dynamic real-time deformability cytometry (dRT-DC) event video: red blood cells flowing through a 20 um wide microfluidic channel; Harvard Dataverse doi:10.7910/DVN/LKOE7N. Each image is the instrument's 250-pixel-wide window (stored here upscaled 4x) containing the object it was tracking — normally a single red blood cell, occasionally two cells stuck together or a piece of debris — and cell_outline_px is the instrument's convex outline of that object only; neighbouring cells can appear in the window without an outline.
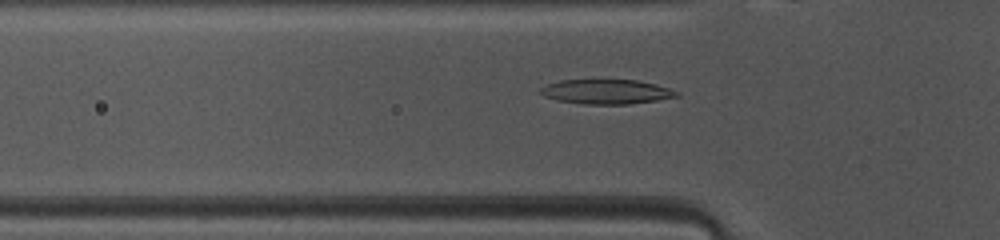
{"species": "common noctule bat (a hibernating species)", "species_latin": "Nyctalus noctula", "temperature_condition": "warm", "stored_images_in_passage": 46, "camera_frame_rate_fps": 3000, "um_per_image_px": 0.085, "animal": {"sex": "female", "body_mass_g": 10.0, "forearm_length_mm": 53.1}, "frame": {"image": 1, "passage_image": 13, "time_ms": 4.0, "image_size_px": [1000, 240], "cell_outline_px": [[680, 96], [656, 100], [628, 104], [584, 104], [556, 100], [544, 96], [540, 92], [540, 88], [548, 84], [560, 80], [636, 80], [656, 84], [680, 92]], "centroid_in_image_um": [51.55, 7.79], "position_along_channel_um": 74.3, "area_um2": 19.42}}
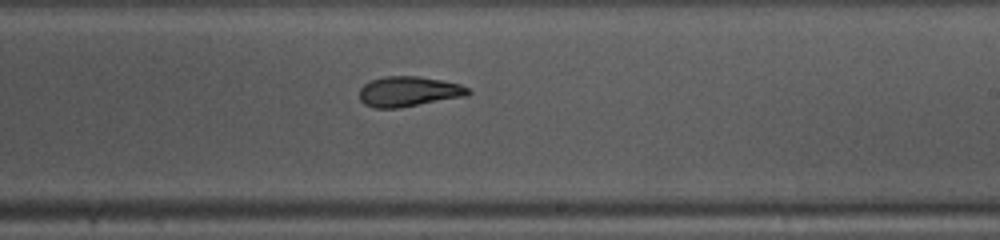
{"frame": {"image": 2, "passage_image": 26, "time_ms": 8.333, "image_size_px": [1000, 240], "cell_outline_px": [[472, 92], [468, 96], [400, 108], [372, 108], [364, 104], [360, 100], [360, 88], [364, 84], [372, 80], [384, 76], [416, 76], [440, 80], [460, 84], [468, 88]], "centroid_in_image_um": [34.74, 7.79], "position_along_channel_um": 254.3, "area_um2": 19.25}}
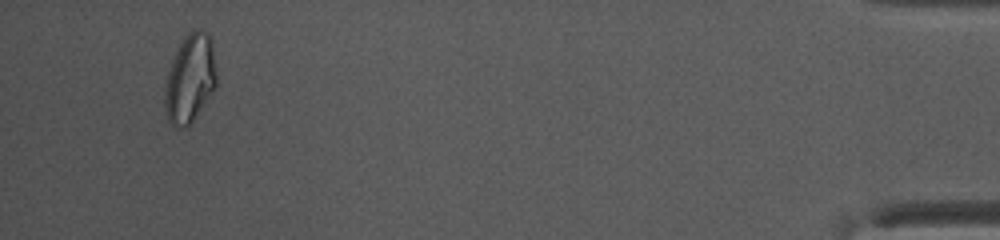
{"frame": {"image": 3, "passage_image": 44, "time_ms": 14.333, "image_size_px": [1000, 240], "cell_outline_px": [[216, 84], [212, 92], [188, 128], [176, 128], [168, 120], [164, 104], [164, 88], [168, 72], [172, 60], [184, 36], [188, 32], [196, 28], [200, 28], [208, 32], [212, 36], [216, 72]], "centroid_in_image_um": [16.16, 6.65], "position_along_channel_um": 419.0, "area_um2": 26.93}, "authors_computed_cell_mechanics": {"area_um2": 19.941, "velocity_mm_per_s": 4.1287, "shape_relaxation_time_tau1_ms": 3.9177, "shape_relaxation_time_tau2_ms": 2.0812, "deformation_change_tau1": 0.1653, "deformation_change_tau2": 0.0897}}